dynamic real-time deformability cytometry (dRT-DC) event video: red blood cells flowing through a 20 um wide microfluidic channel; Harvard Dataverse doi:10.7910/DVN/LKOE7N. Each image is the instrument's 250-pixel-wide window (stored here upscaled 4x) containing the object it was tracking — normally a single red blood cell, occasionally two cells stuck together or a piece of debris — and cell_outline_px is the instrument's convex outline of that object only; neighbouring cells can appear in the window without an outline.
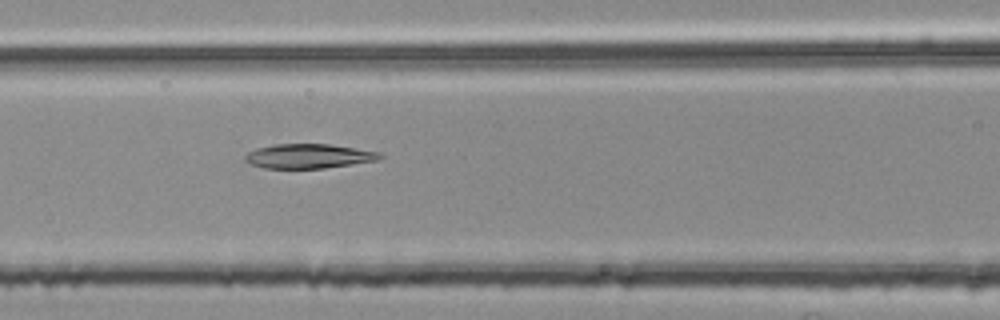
{"species": "common noctule bat (a hibernating species)", "species_latin": "Nyctalus noctula", "temperature_condition": "room temperature", "stored_images_in_passage": 30, "camera_frame_rate_fps": 3000, "um_per_image_px": 0.085, "animal": {"sex": "female", "body_mass_g": 25.1}, "frame": {"image": 1, "passage_image": 10, "time_ms": 3.0, "image_size_px": [1000, 320], "cell_outline_px": [[384, 156], [380, 160], [324, 168], [264, 168], [252, 164], [244, 160], [244, 156], [248, 152], [256, 148], [276, 144], [332, 144], [380, 152]], "centroid_in_image_um": [26.27, 13.26], "position_along_channel_um": 140.3, "area_um2": 19.25}}
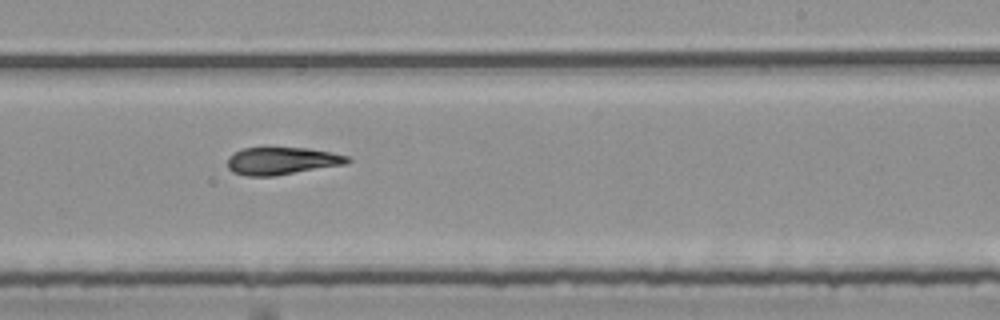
{"frame": {"image": 2, "passage_image": 20, "time_ms": 6.333, "image_size_px": [1000, 320], "cell_outline_px": [[352, 160], [348, 164], [276, 176], [248, 176], [232, 172], [228, 168], [228, 156], [232, 152], [240, 148], [308, 148], [332, 152], [348, 156]], "centroid_in_image_um": [23.97, 13.68], "position_along_channel_um": 265.0, "area_um2": 19.54}}
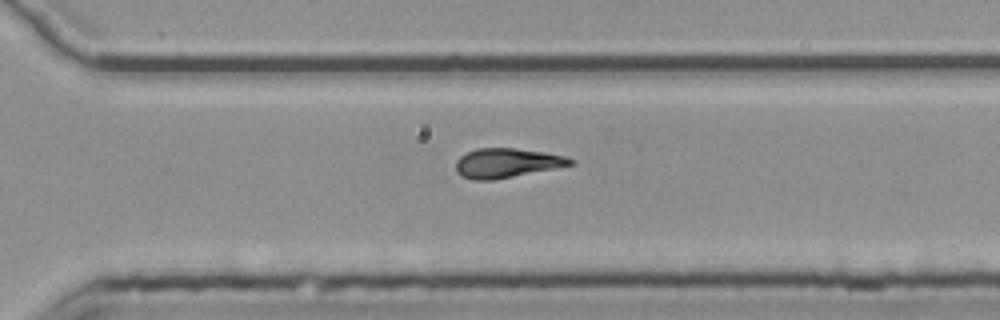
{"frame": {"image": 3, "passage_image": 25, "time_ms": 8.0, "image_size_px": [1000, 320], "cell_outline_px": [[576, 164], [496, 180], [472, 180], [460, 176], [456, 172], [456, 160], [460, 156], [476, 148], [516, 148], [544, 152], [564, 156], [576, 160]], "centroid_in_image_um": [43.08, 13.86], "position_along_channel_um": 327.5, "area_um2": 19.88}}